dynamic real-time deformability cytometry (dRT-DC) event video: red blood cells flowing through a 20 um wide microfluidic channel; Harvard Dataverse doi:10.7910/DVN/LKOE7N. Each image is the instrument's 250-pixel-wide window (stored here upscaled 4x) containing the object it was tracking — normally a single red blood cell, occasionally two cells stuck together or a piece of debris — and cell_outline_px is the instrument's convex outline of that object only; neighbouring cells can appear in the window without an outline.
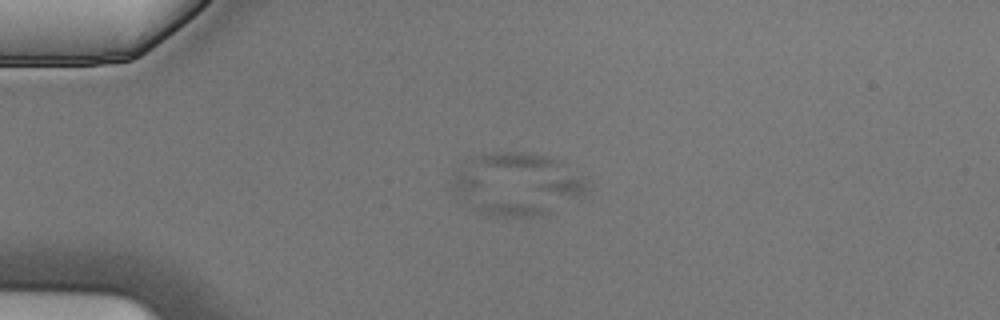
{"species": "Egyptian fruit bat (a non-hibernating species)", "species_latin": "Rousettus aegyptiacus", "temperature_condition": "cold", "stored_images_in_passage": 6, "segment_of_instrument_passage": [2, 2], "camera_frame_rate_fps": 3000, "um_per_image_px": 0.085, "animal": {"sex": "male"}, "frame": {"image": 1, "passage_image": 5, "time_ms": 1.333, "image_size_px": [1000, 320], "cell_outline_px": [[548, 212], [528, 216], [500, 216], [476, 212], [452, 196], [452, 180], [456, 176], [464, 176], [476, 180], [544, 208]], "centroid_in_image_um": [41.76, 16.94], "position_along_channel_um": 43.2, "area_um2": 14.97}}